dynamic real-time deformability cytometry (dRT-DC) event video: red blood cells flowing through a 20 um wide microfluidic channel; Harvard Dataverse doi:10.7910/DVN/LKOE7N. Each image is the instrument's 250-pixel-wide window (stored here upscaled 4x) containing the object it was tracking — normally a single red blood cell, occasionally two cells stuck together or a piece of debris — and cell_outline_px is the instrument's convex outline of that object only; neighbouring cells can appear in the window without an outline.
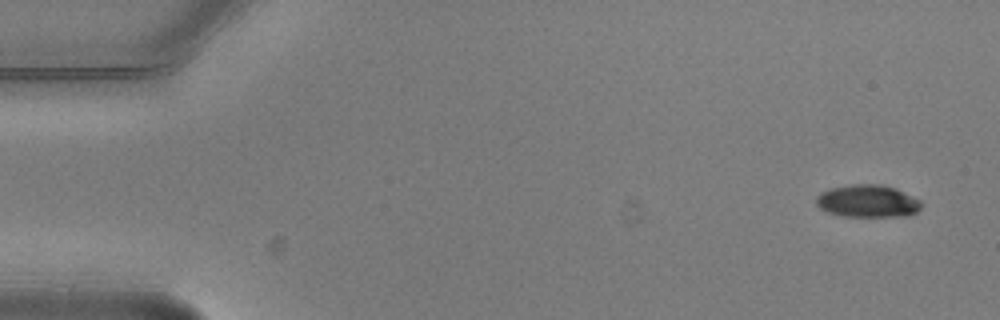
{"species": "common noctule bat (a hibernating species)", "species_latin": "Nyctalus noctula", "temperature_condition": "warm", "stored_images_in_passage": 3, "camera_frame_rate_fps": 3000, "um_per_image_px": 0.085, "animal": {"sex": "male", "body_mass_g": 20.5, "forearm_length_mm": 52.5}, "frame": {"image": 1, "passage_image": 1, "time_ms": 0.0, "image_size_px": [1000, 320], "cell_outline_px": [[920, 208], [916, 212], [908, 216], [844, 216], [828, 212], [820, 208], [816, 204], [816, 196], [820, 192], [828, 188], [852, 184], [880, 184], [896, 188], [920, 200]], "centroid_in_image_um": [73.72, 17.08], "position_along_channel_um": 11.3, "area_um2": 19.94}}